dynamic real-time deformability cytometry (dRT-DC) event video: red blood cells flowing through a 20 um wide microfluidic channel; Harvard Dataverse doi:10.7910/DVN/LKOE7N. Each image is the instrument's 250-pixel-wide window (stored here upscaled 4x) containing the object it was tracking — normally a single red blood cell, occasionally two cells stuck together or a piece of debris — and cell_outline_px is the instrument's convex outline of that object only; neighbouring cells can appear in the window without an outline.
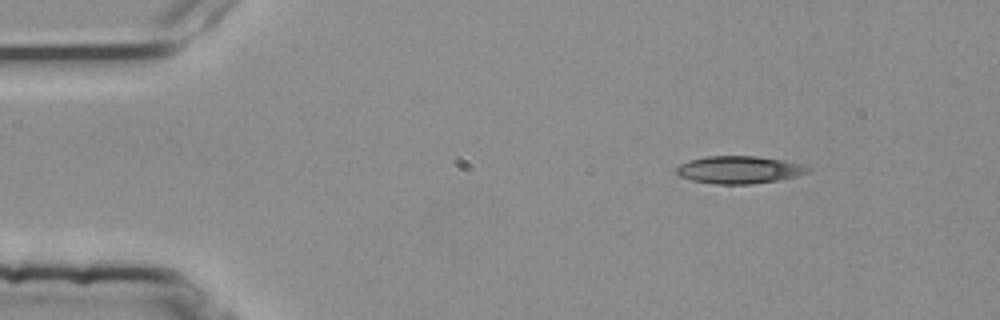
{"species": "common noctule bat (a hibernating species)", "species_latin": "Nyctalus noctula", "temperature_condition": "room temperature", "stored_images_in_passage": 48, "camera_frame_rate_fps": 3000, "um_per_image_px": 0.085, "animal": {"sex": "female", "body_mass_g": 25.1}, "frame": {"image": 1, "passage_image": 1, "time_ms": 0.0, "image_size_px": [1000, 320], "cell_outline_px": [[812, 168], [808, 172], [796, 176], [776, 180], [752, 184], [716, 184], [692, 180], [680, 176], [676, 172], [676, 168], [680, 164], [688, 160], [704, 156], [756, 156], [780, 160], [800, 164]], "centroid_in_image_um": [62.79, 14.42], "position_along_channel_um": 22.2, "area_um2": 20.92}}
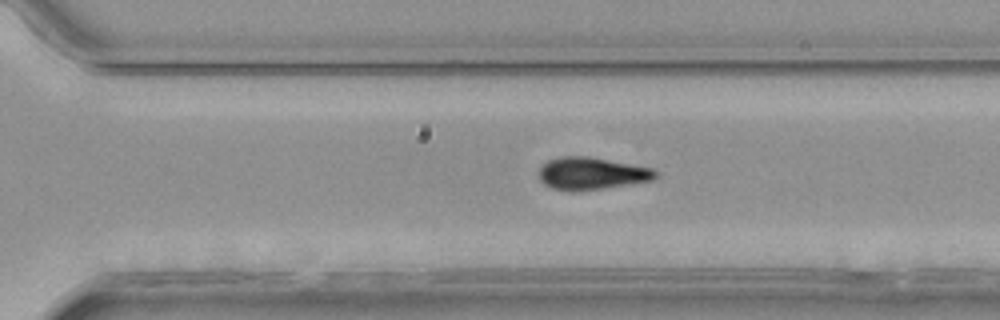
{"frame": {"image": 2, "passage_image": 31, "time_ms": 10.0, "image_size_px": [1000, 320], "cell_outline_px": [[660, 172], [652, 180], [600, 188], [552, 188], [544, 184], [540, 180], [540, 168], [548, 160], [560, 156], [588, 156], [652, 168]], "centroid_in_image_um": [50.31, 14.69], "position_along_channel_um": 320.3, "area_um2": 21.04}}
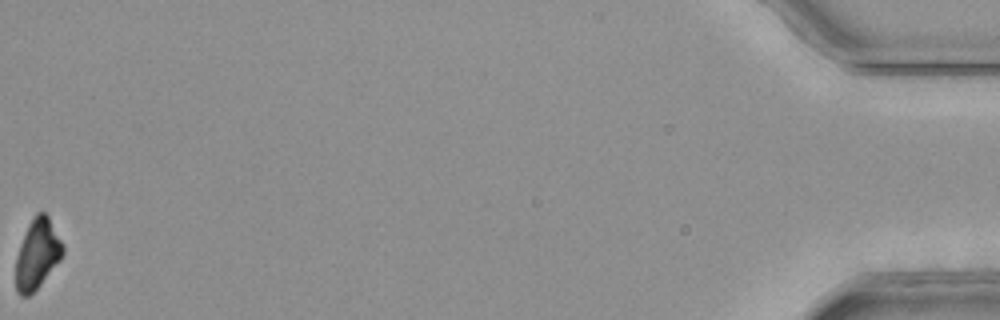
{"frame": {"image": 3, "passage_image": 48, "time_ms": 15.667, "image_size_px": [1000, 320], "cell_outline_px": [[64, 252], [60, 260], [40, 284], [28, 296], [20, 296], [16, 292], [16, 256], [20, 244], [28, 224], [36, 212], [44, 212], [48, 216], [64, 244]], "centroid_in_image_um": [3.17, 21.57], "position_along_channel_um": 432.0, "area_um2": 19.07}, "authors_computed_cell_mechanics": {"area_um2": 21.1837, "velocity_mm_per_s": 3.793, "shape_relaxation_time_tau1_ms": 6.5504, "shape_relaxation_time_tau2_ms": null, "deformation_change_tau1": 0.1874, "deformation_change_tau2": null}}